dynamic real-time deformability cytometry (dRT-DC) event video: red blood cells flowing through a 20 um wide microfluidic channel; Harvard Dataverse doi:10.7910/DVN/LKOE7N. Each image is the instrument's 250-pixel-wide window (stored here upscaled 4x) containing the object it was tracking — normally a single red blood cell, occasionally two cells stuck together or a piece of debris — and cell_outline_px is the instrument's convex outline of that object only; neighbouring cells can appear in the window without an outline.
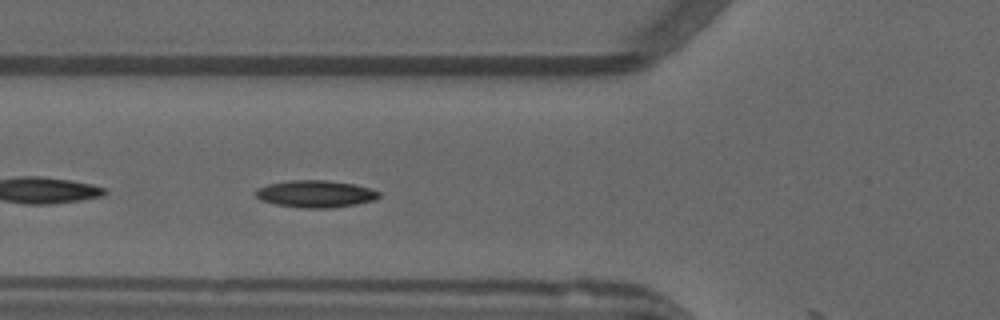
{"species": "common noctule bat (a hibernating species)", "species_latin": "Nyctalus noctula", "temperature_condition": "warm", "stored_images_in_passage": 21, "camera_frame_rate_fps": 3000, "um_per_image_px": 0.085, "animal": {"sex": "male", "forearm_length_mm": 52.5}, "frame": {"image": 1, "passage_image": 17, "time_ms": 5.333, "image_size_px": [1000, 320], "cell_outline_px": [[380, 196], [376, 200], [356, 204], [332, 208], [300, 208], [276, 204], [260, 200], [256, 196], [256, 188], [268, 184], [288, 180], [328, 180], [352, 184], [368, 188], [380, 192]], "centroid_in_image_um": [26.81, 16.48], "position_along_channel_um": 99.0, "area_um2": 19.54}}